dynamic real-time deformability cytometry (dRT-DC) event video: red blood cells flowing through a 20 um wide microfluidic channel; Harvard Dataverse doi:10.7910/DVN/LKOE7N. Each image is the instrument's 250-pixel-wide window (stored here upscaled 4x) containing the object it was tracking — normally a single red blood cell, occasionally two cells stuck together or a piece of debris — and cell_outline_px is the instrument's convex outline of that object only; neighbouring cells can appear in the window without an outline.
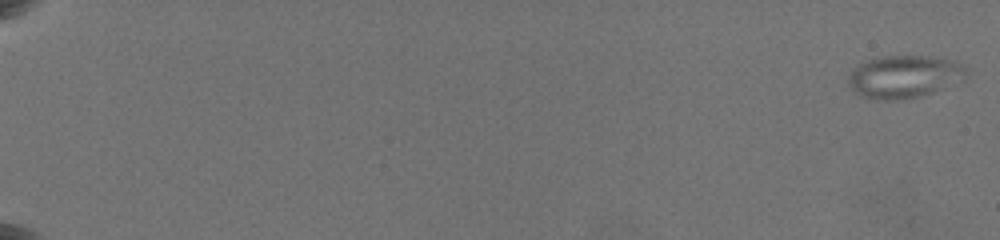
{"species": "common noctule bat (a hibernating species)", "species_latin": "Nyctalus noctula", "temperature_condition": "warm", "stored_images_in_passage": 27, "camera_frame_rate_fps": 3000, "um_per_image_px": 0.085, "animal": {"sex": "female", "body_mass_g": 19.5, "forearm_length_mm": 54.1}, "frame": {"image": 1, "passage_image": 1, "time_ms": 0.0, "image_size_px": [1000, 240], "cell_outline_px": [[964, 80], [932, 92], [916, 96], [896, 100], [884, 100], [860, 96], [848, 84], [848, 76], [852, 68], [864, 60], [884, 56], [928, 56], [956, 60], [964, 68]], "centroid_in_image_um": [76.81, 6.49], "position_along_channel_um": 8.2, "area_um2": 29.13}}
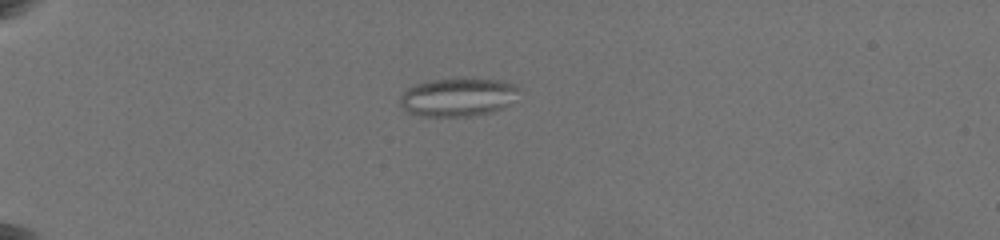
{"frame": {"image": 2, "passage_image": 18, "time_ms": 6.0, "image_size_px": [1000, 240], "cell_outline_px": [[520, 88], [500, 108], [492, 112], [468, 116], [420, 116], [408, 112], [400, 104], [400, 96], [408, 88], [416, 84], [432, 80], [504, 80], [516, 84]], "centroid_in_image_um": [38.85, 8.27], "position_along_channel_um": 46.2, "area_um2": 25.66}}
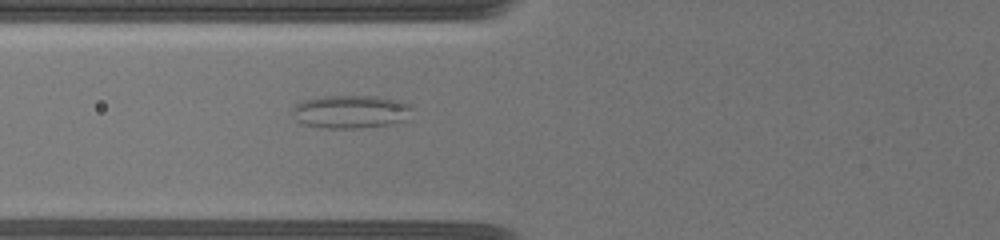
{"frame": {"image": 3, "passage_image": 26, "time_ms": 8.667, "image_size_px": [1000, 240], "cell_outline_px": [[412, 108], [408, 120], [388, 124], [356, 128], [328, 128], [304, 124], [296, 120], [292, 112], [292, 108], [296, 104], [304, 100], [324, 96], [372, 96], [400, 100], [412, 104]], "centroid_in_image_um": [29.84, 9.48], "position_along_channel_um": 96.0, "area_um2": 23.12}}